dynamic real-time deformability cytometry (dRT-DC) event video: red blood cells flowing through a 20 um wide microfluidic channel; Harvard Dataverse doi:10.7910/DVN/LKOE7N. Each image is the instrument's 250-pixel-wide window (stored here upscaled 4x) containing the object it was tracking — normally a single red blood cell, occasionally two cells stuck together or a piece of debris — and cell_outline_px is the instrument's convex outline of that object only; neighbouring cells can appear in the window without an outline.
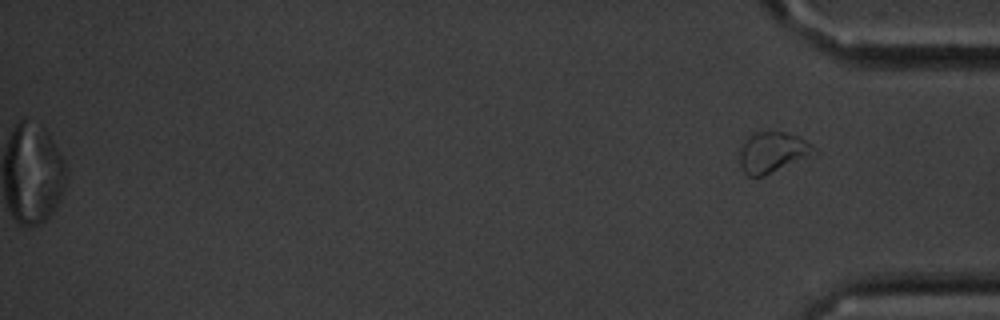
{"species": "common noctule bat (a hibernating species)", "species_latin": "Nyctalus noctula", "temperature_condition": "cold", "stored_images_in_passage": 12, "segment_of_instrument_passage": [2, 2], "camera_frame_rate_fps": 3000, "um_per_image_px": 0.085, "animal": {"sex": "male", "body_mass_g": 20.1, "forearm_length_mm": 53.5}, "frame": {"image": 1, "passage_image": 12, "time_ms": 13.333, "image_size_px": [1000, 320], "cell_outline_px": [[820, 152], [816, 156], [764, 176], [748, 176], [744, 172], [740, 164], [740, 152], [748, 132], [784, 132], [796, 136], [812, 144]], "centroid_in_image_um": [65.73, 12.96], "position_along_channel_um": 369.5, "area_um2": 18.15}}